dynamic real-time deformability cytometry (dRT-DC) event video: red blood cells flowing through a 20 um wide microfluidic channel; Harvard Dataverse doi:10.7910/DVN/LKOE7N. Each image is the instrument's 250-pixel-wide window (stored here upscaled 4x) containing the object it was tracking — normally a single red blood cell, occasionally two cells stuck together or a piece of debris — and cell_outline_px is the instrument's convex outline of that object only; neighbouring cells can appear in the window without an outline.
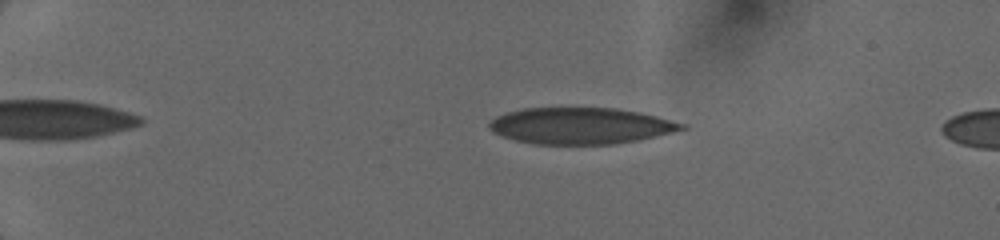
{"species": "human", "species_latin": "Homo sapiens", "temperature_condition": "cold", "stored_images_in_passage": 49, "camera_frame_rate_fps": 3000, "um_per_image_px": 0.085, "donor": {"sex": "female"}, "frame": {"image": 1, "passage_image": 12, "time_ms": 3.0, "image_size_px": [1000, 240], "cell_outline_px": [[688, 128], [672, 132], [636, 140], [612, 144], [532, 144], [500, 136], [492, 132], [488, 128], [488, 120], [504, 112], [524, 108], [616, 108], [640, 112], [688, 124]], "centroid_in_image_um": [49.3, 10.69], "position_along_channel_um": 35.7, "area_um2": 41.04}}
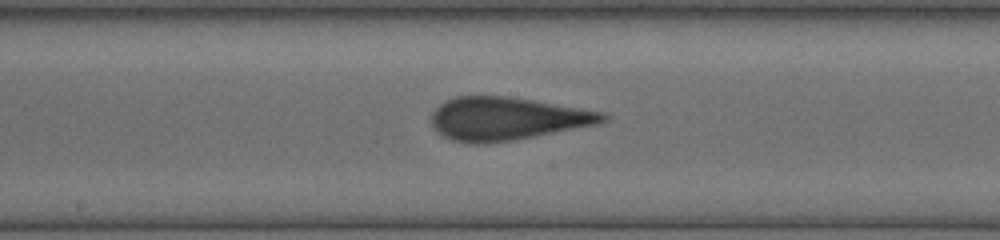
{"frame": {"image": 2, "passage_image": 33, "time_ms": 9.0, "image_size_px": [1000, 240], "cell_outline_px": [[608, 120], [600, 124], [512, 140], [488, 144], [472, 144], [452, 140], [444, 136], [432, 128], [432, 112], [444, 100], [456, 96], [504, 96], [532, 100], [604, 112], [608, 116]], "centroid_in_image_um": [43.07, 10.09], "position_along_channel_um": 205.1, "area_um2": 42.95}}
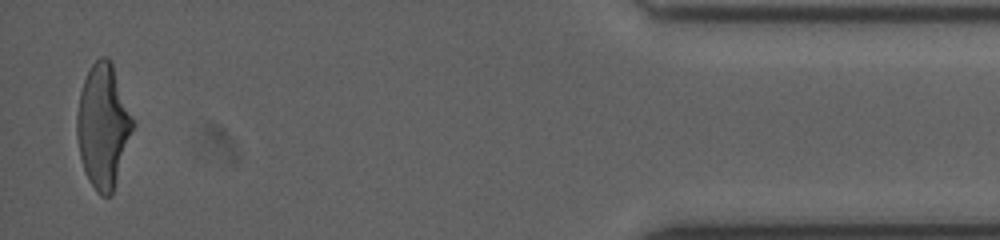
{"frame": {"image": 3, "passage_image": 49, "time_ms": 15.667, "image_size_px": [1000, 240], "cell_outline_px": [[132, 128], [112, 196], [100, 196], [96, 192], [88, 180], [80, 156], [76, 136], [76, 112], [80, 92], [84, 80], [92, 64], [100, 56], [108, 56], [112, 60], [132, 120]], "centroid_in_image_um": [8.72, 10.7], "position_along_channel_um": 426.5, "area_um2": 39.71}}